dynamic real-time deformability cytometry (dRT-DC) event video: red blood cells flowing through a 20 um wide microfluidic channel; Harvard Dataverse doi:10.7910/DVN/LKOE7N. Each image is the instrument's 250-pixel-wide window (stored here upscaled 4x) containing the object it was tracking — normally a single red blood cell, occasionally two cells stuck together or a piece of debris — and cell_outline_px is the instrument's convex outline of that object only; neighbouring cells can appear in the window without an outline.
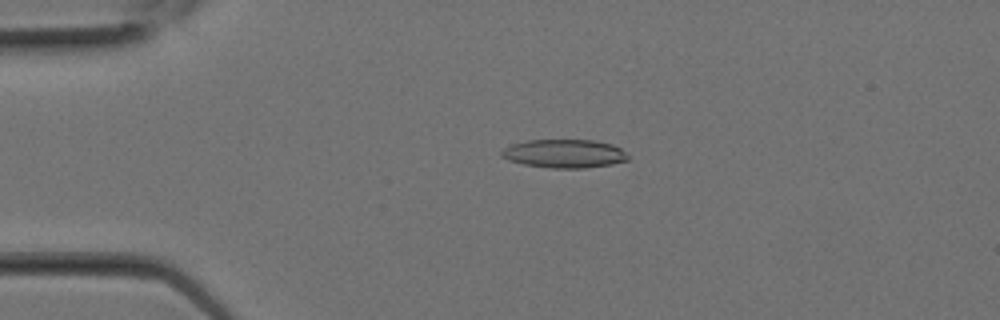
{"species": "Egyptian fruit bat (a non-hibernating species)", "species_latin": "Rousettus aegyptiacus", "temperature_condition": "room temperature", "stored_images_in_passage": 10, "camera_frame_rate_fps": 3000, "um_per_image_px": 0.085, "animal": {"sex": "female"}, "frame": {"image": 1, "passage_image": 5, "time_ms": 1.333, "image_size_px": [1000, 320], "cell_outline_px": [[628, 160], [612, 164], [584, 168], [552, 168], [524, 164], [508, 160], [500, 156], [500, 152], [504, 148], [512, 144], [528, 140], [592, 140], [612, 144], [620, 148], [628, 156]], "centroid_in_image_um": [47.95, 13.06], "position_along_channel_um": 37.1, "area_um2": 20.92}}
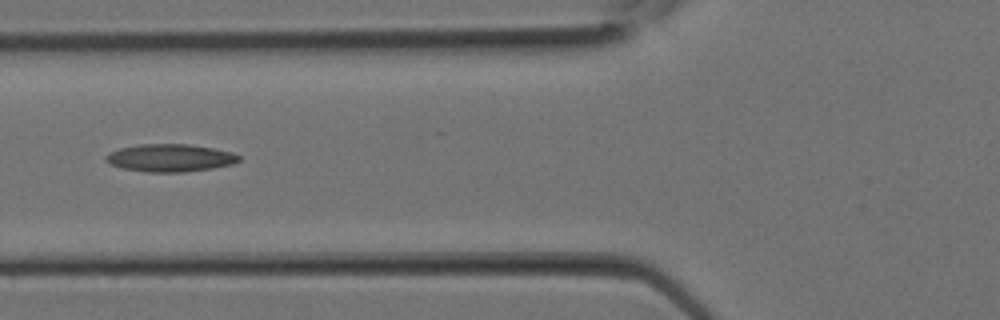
{"frame": {"image": 2, "passage_image": 9, "time_ms": 2.667, "image_size_px": [1000, 320], "cell_outline_px": [[240, 160], [232, 164], [212, 168], [184, 172], [148, 172], [124, 168], [108, 164], [104, 160], [104, 156], [108, 152], [120, 148], [140, 144], [188, 144], [212, 148], [232, 152], [240, 156]], "centroid_in_image_um": [14.42, 13.42], "position_along_channel_um": 111.4, "area_um2": 21.44}}